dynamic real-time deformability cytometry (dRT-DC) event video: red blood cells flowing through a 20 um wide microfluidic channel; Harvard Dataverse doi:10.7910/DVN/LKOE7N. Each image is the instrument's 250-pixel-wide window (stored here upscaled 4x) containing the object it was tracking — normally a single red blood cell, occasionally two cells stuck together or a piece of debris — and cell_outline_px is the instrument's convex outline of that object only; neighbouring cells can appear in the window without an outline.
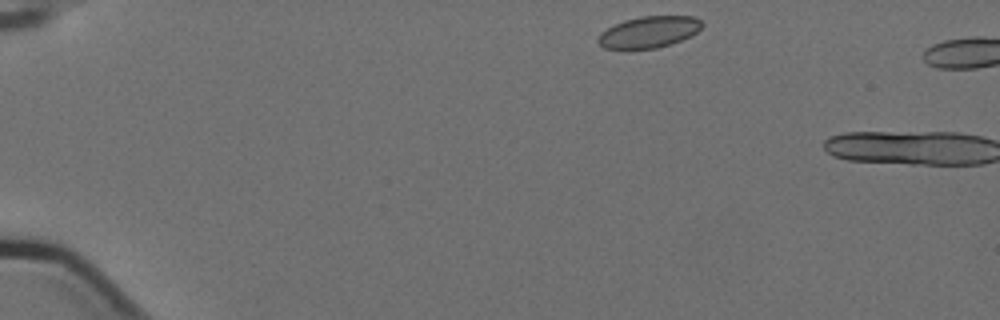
{"species": "Egyptian fruit bat (a non-hibernating species)", "species_latin": "Rousettus aegyptiacus", "temperature_condition": "cold", "stored_images_in_passage": 2, "camera_frame_rate_fps": 3000, "um_per_image_px": 0.085, "animal": {"sex": "female"}, "frame": {"image": 1, "passage_image": 1, "time_ms": 0.0, "image_size_px": [1000, 320], "cell_outline_px": [[704, 24], [692, 36], [656, 48], [628, 52], [604, 48], [596, 40], [600, 32], [624, 20], [640, 16], [696, 16]], "centroid_in_image_um": [55.11, 2.76], "position_along_channel_um": 29.9, "area_um2": 19.59}}